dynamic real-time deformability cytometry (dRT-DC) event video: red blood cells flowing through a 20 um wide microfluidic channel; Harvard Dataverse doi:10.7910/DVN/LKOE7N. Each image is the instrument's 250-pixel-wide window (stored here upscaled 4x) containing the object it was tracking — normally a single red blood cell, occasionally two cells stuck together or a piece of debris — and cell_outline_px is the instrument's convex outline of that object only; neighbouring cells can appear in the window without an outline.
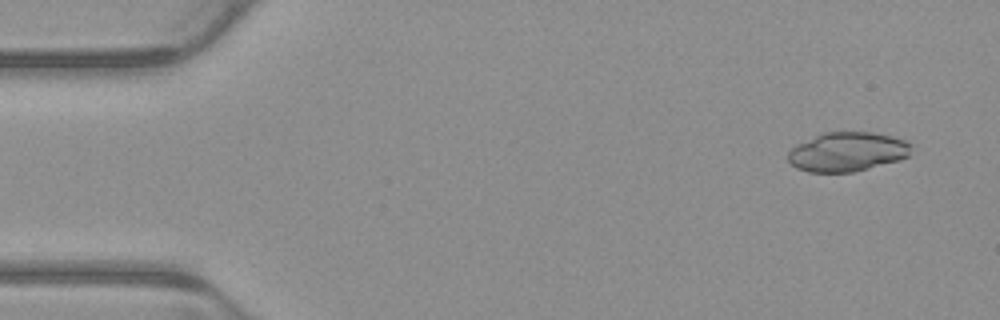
{"species": "common noctule bat (a hibernating species)", "species_latin": "Nyctalus noctula", "temperature_condition": "warm", "stored_images_in_passage": 5, "camera_frame_rate_fps": 3000, "um_per_image_px": 0.085, "animal": {"sex": "male", "body_mass_g": 23.1, "forearm_length_mm": 52.7}, "frame": {"image": 1, "passage_image": 1, "time_ms": 0.0, "image_size_px": [1000, 320], "cell_outline_px": [[912, 144], [908, 156], [900, 160], [852, 172], [808, 172], [796, 168], [788, 160], [788, 152], [796, 144], [824, 132], [872, 132], [892, 136], [904, 140]], "centroid_in_image_um": [72.01, 12.9], "position_along_channel_um": 13.0, "area_um2": 28.15}}
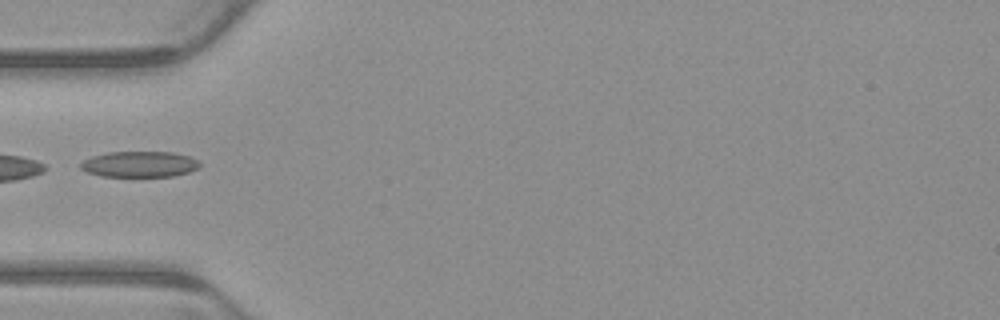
{"frame": {"image": 2, "passage_image": 5, "time_ms": 1.333, "image_size_px": [1000, 320], "cell_outline_px": [[200, 168], [176, 176], [100, 176], [88, 172], [80, 168], [80, 164], [84, 160], [92, 156], [108, 152], [172, 152], [188, 156], [200, 160]], "centroid_in_image_um": [11.89, 13.96], "position_along_channel_um": 73.1, "area_um2": 17.98}}